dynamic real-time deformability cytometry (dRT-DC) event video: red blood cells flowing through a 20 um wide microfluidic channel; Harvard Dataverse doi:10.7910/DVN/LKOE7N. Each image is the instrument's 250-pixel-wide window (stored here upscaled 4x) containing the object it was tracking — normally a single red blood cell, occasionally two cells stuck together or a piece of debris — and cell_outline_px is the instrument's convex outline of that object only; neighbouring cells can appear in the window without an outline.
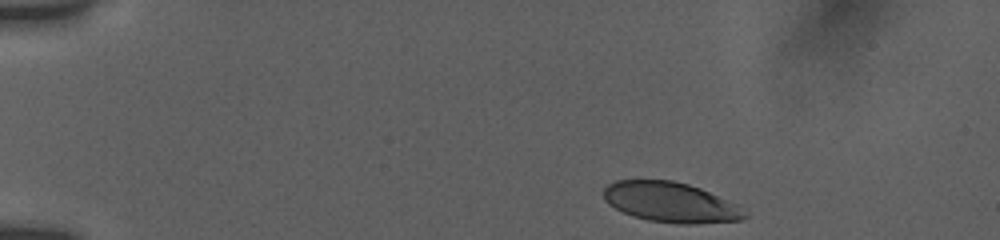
{"species": "human", "species_latin": "Homo sapiens", "temperature_condition": "room temperature", "stored_images_in_passage": 33, "camera_frame_rate_fps": 3000, "um_per_image_px": 0.085, "donor": {"sex": "female"}, "frame": {"image": 1, "passage_image": 1, "time_ms": 0.0, "image_size_px": [1000, 240], "cell_outline_px": [[748, 216], [740, 220], [696, 224], [680, 224], [648, 220], [632, 216], [608, 204], [604, 200], [604, 188], [608, 184], [616, 180], [672, 180], [688, 184], [700, 188], [736, 204]], "centroid_in_image_um": [56.97, 17.19], "position_along_channel_um": 28.0, "area_um2": 32.77}}
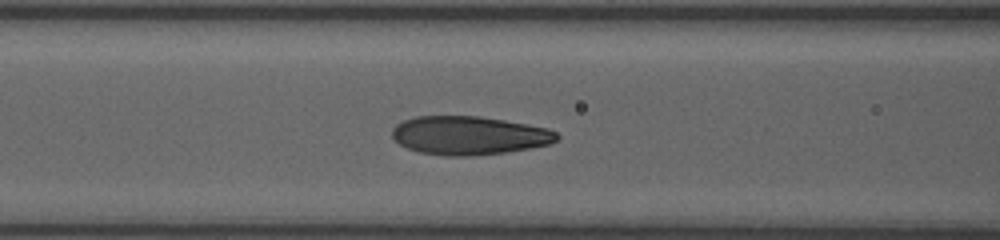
{"frame": {"image": 2, "passage_image": 14, "time_ms": 5.0, "image_size_px": [1000, 240], "cell_outline_px": [[560, 136], [556, 140], [548, 144], [532, 148], [504, 152], [472, 156], [448, 156], [420, 152], [408, 148], [400, 144], [392, 136], [392, 128], [396, 124], [404, 120], [416, 116], [480, 116], [504, 120], [548, 128], [556, 132]], "centroid_in_image_um": [39.87, 11.51], "position_along_channel_um": 126.7, "area_um2": 36.93}}
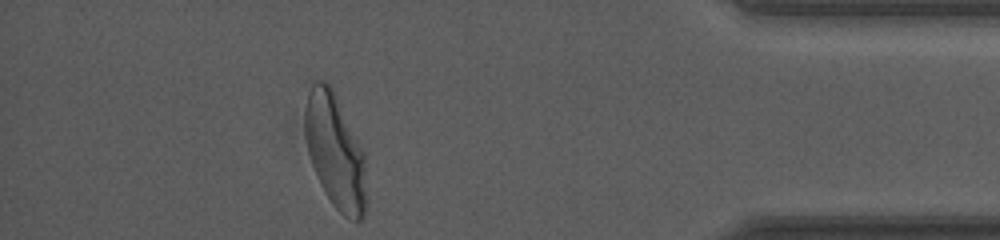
{"frame": {"image": 3, "passage_image": 29, "time_ms": 13.333, "image_size_px": [1000, 240], "cell_outline_px": [[368, 200], [364, 216], [360, 220], [352, 220], [344, 216], [332, 204], [324, 192], [320, 184], [312, 164], [308, 152], [304, 132], [304, 108], [308, 80], [320, 80], [328, 84], [332, 88], [364, 152]], "centroid_in_image_um": [28.48, 12.85], "position_along_channel_um": 406.7, "area_um2": 41.73}, "authors_computed_cell_mechanics": {"area_um2": 36.9342, "velocity_mm_per_s": 3.8099, "shape_relaxation_time_tau1_ms": 3.4604, "shape_relaxation_time_tau2_ms": 0.9464, "deformation_change_tau1": 0.1744, "deformation_change_tau2": 0.0681}}